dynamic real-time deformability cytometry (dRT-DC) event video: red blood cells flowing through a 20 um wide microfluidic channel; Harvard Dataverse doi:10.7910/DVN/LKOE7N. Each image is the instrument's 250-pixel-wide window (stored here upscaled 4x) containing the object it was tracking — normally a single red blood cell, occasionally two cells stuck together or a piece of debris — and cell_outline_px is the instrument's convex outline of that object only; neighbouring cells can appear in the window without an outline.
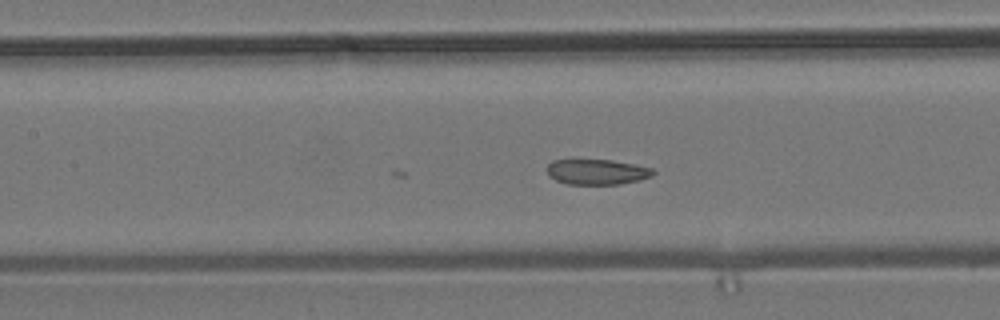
{"species": "common noctule bat (a hibernating species)", "species_latin": "Nyctalus noctula", "temperature_condition": "room temperature", "stored_images_in_passage": 26, "camera_frame_rate_fps": 3000, "um_per_image_px": 0.085, "animal": {"sex": "male", "body_mass_g": 19.2, "forearm_length_mm": 51.8}, "frame": {"image": 1, "passage_image": 26, "time_ms": 8.333, "image_size_px": [1000, 320], "cell_outline_px": [[656, 172], [652, 176], [640, 180], [620, 184], [568, 184], [556, 180], [548, 176], [548, 164], [552, 160], [612, 160], [652, 168]], "centroid_in_image_um": [50.75, 14.61], "position_along_channel_um": 156.6, "area_um2": 15.61}}